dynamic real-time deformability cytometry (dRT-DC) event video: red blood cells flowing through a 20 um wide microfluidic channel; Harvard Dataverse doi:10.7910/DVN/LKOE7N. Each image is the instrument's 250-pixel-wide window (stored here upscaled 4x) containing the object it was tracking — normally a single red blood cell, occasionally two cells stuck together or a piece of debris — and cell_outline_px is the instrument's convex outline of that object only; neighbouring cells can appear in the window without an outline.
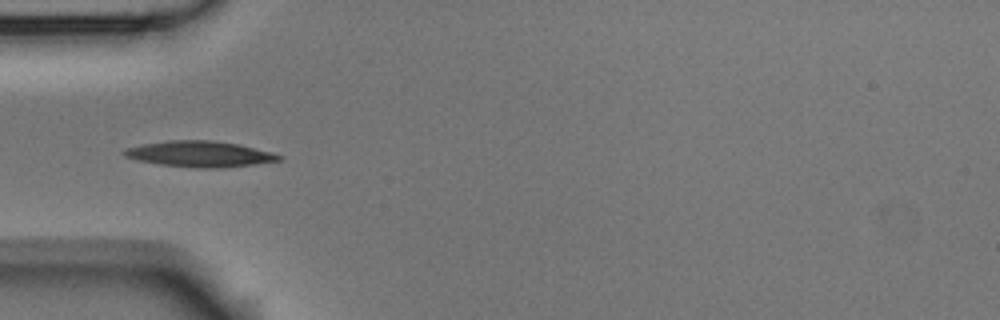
{"species": "Egyptian fruit bat (a non-hibernating species)", "species_latin": "Rousettus aegyptiacus", "temperature_condition": "room temperature", "stored_images_in_passage": 7, "camera_frame_rate_fps": 3000, "um_per_image_px": 0.085, "animal": {"sex": "male"}, "frame": {"image": 1, "passage_image": 5, "time_ms": 1.333, "image_size_px": [1000, 320], "cell_outline_px": [[284, 156], [280, 160], [224, 168], [196, 168], [160, 164], [136, 160], [124, 156], [120, 152], [124, 148], [140, 144], [168, 140], [212, 140], [236, 144], [272, 152]], "centroid_in_image_um": [16.9, 13.09], "position_along_channel_um": 68.1, "area_um2": 23.41}}
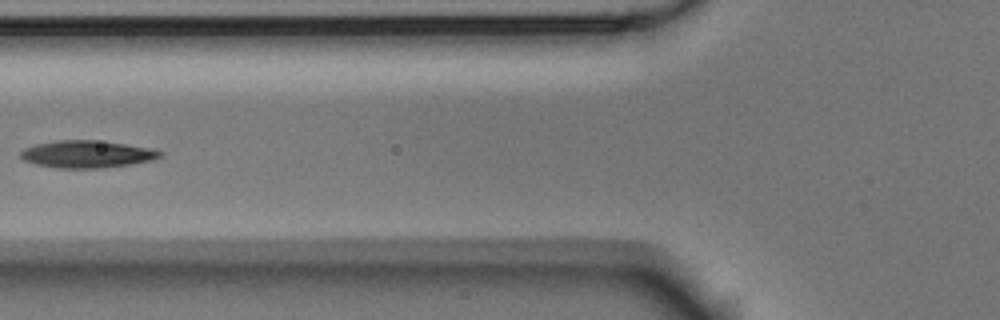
{"frame": {"image": 2, "passage_image": 6, "time_ms": 1.667, "image_size_px": [1000, 320], "cell_outline_px": [[164, 156], [152, 160], [104, 168], [56, 168], [36, 164], [24, 160], [20, 156], [20, 152], [24, 148], [36, 144], [56, 140], [96, 140], [124, 144], [148, 148], [164, 152]], "centroid_in_image_um": [7.38, 13.1], "position_along_channel_um": 118.4, "area_um2": 22.08}}
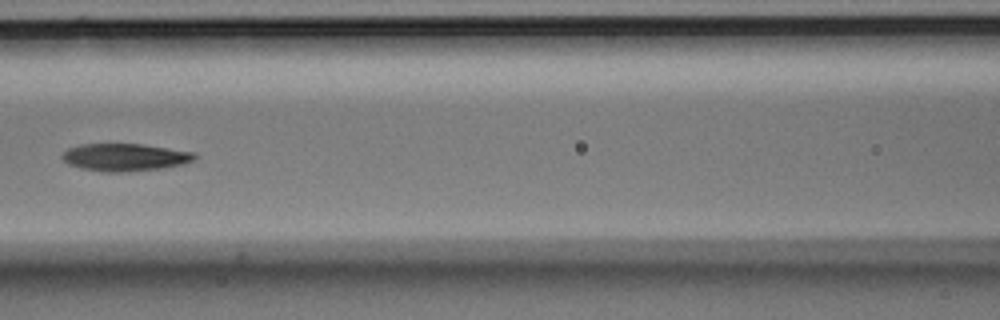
{"frame": {"image": 3, "passage_image": 7, "time_ms": 2.0, "image_size_px": [1000, 320], "cell_outline_px": [[196, 160], [184, 164], [164, 168], [120, 172], [104, 172], [80, 168], [68, 164], [60, 156], [68, 148], [80, 144], [144, 144], [196, 152]], "centroid_in_image_um": [10.65, 13.36], "position_along_channel_um": 156.0, "area_um2": 21.44}}